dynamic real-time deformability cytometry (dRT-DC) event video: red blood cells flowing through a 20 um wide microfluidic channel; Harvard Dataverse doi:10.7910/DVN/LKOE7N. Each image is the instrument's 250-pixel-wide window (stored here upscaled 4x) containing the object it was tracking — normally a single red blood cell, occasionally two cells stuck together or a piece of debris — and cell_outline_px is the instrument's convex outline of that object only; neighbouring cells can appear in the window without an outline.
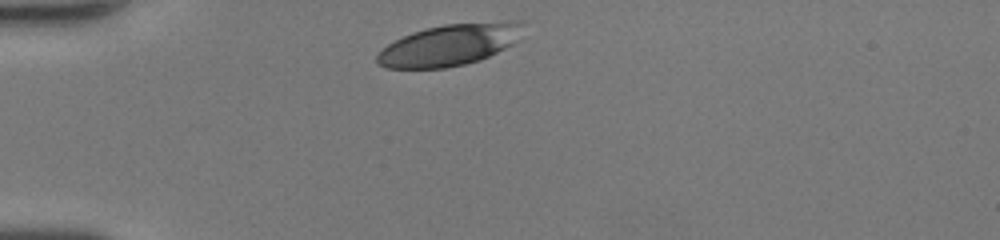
{"species": "human", "species_latin": "Homo sapiens", "temperature_condition": "room temperature", "stored_images_in_passage": 27, "camera_frame_rate_fps": 3000, "um_per_image_px": 0.085, "donor": {"sex": "female"}, "frame": {"image": 1, "passage_image": 1, "time_ms": 0.0, "image_size_px": [1000, 240], "cell_outline_px": [[528, 20], [520, 40], [480, 60], [464, 64], [444, 68], [384, 68], [376, 64], [376, 56], [388, 44], [412, 32], [424, 28], [444, 24], [512, 20]], "centroid_in_image_um": [38.29, 3.78], "position_along_channel_um": 46.7, "area_um2": 35.78}}
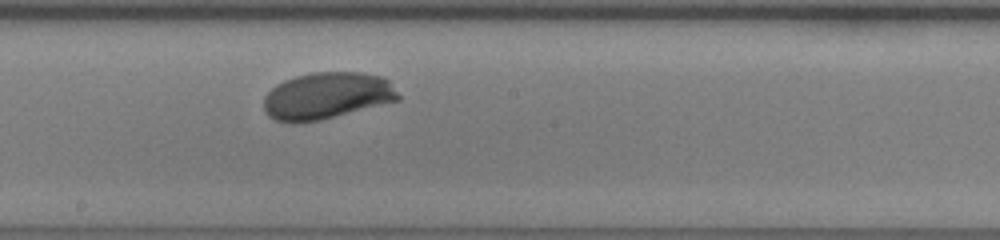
{"frame": {"image": 2, "passage_image": 15, "time_ms": 4.667, "image_size_px": [1000, 240], "cell_outline_px": [[400, 100], [320, 120], [292, 124], [276, 120], [268, 116], [264, 112], [264, 96], [276, 84], [284, 80], [296, 76], [312, 72], [364, 72], [384, 76], [388, 80], [400, 96]], "centroid_in_image_um": [27.77, 8.14], "position_along_channel_um": 220.4, "area_um2": 36.99}}
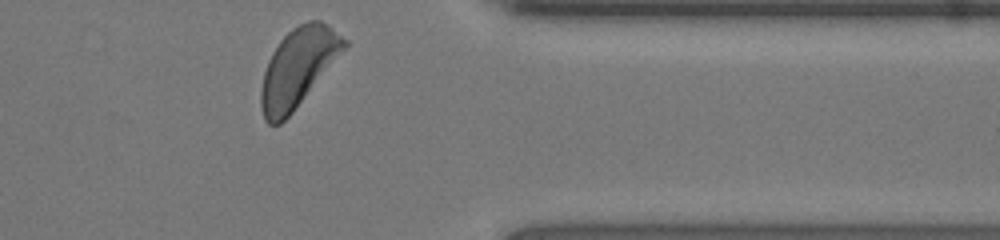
{"frame": {"image": 3, "passage_image": 27, "time_ms": 8.667, "image_size_px": [1000, 240], "cell_outline_px": [[348, 44], [292, 112], [280, 124], [268, 124], [264, 120], [260, 104], [260, 88], [264, 72], [268, 60], [272, 52], [280, 40], [292, 28], [308, 20], [320, 20], [328, 24], [348, 40]], "centroid_in_image_um": [25.3, 5.72], "position_along_channel_um": 386.1, "area_um2": 37.45}, "authors_computed_cell_mechanics": {"area_um2": 36.0094, "velocity_mm_per_s": 4.3602, "shape_relaxation_time_tau1_ms": 1.9504, "shape_relaxation_time_tau2_ms": null, "deformation_change_tau1": 0.122, "deformation_change_tau2": null}}